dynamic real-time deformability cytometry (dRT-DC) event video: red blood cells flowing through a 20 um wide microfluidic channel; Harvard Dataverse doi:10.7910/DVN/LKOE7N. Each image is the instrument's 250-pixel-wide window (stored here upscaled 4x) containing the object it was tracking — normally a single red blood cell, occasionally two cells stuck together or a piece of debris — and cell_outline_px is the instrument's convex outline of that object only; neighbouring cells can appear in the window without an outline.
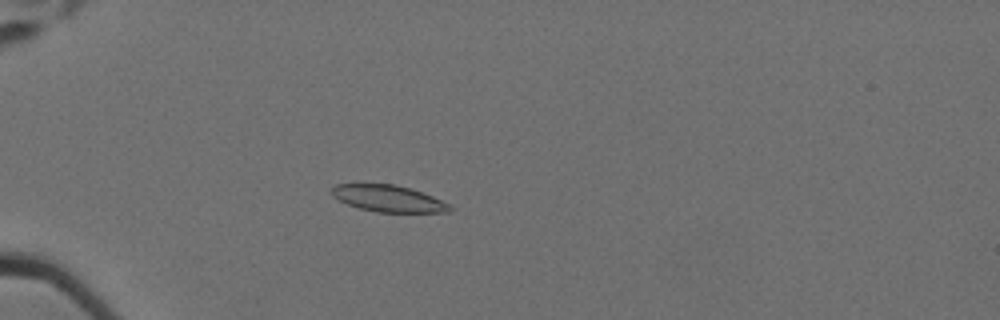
{"species": "Egyptian fruit bat (a non-hibernating species)", "species_latin": "Rousettus aegyptiacus", "temperature_condition": "cold", "stored_images_in_passage": 61, "camera_frame_rate_fps": 3000, "um_per_image_px": 0.085, "animal": {"sex": "female"}, "frame": {"image": 1, "passage_image": 20, "time_ms": 6.333, "image_size_px": [1000, 320], "cell_outline_px": [[452, 208], [448, 212], [376, 212], [360, 208], [348, 204], [332, 196], [328, 188], [336, 184], [396, 184], [432, 196], [452, 204]], "centroid_in_image_um": [32.99, 16.87], "position_along_channel_um": 52.0, "area_um2": 18.32}}
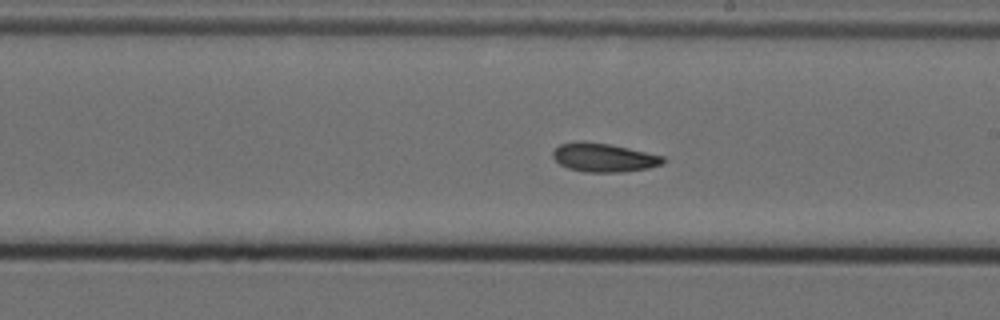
{"frame": {"image": 2, "passage_image": 38, "time_ms": 12.333, "image_size_px": [1000, 320], "cell_outline_px": [[664, 160], [660, 164], [648, 168], [624, 172], [584, 172], [568, 168], [560, 164], [552, 156], [552, 152], [560, 144], [580, 140], [584, 140], [608, 144], [628, 148], [664, 156]], "centroid_in_image_um": [51.28, 13.38], "position_along_channel_um": 237.7, "area_um2": 18.38}}
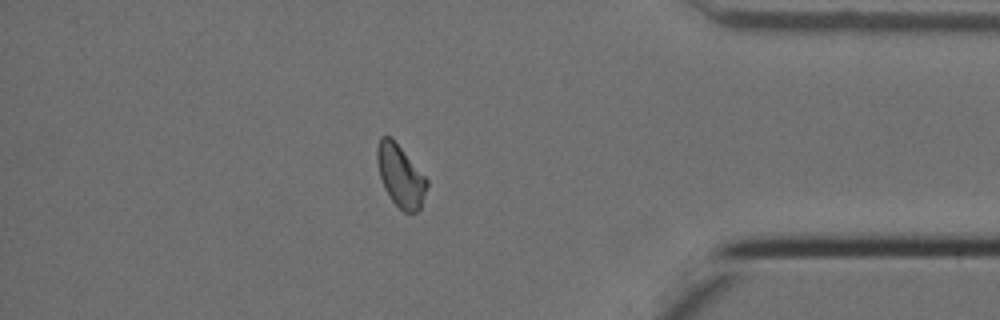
{"frame": {"image": 3, "passage_image": 54, "time_ms": 17.667, "image_size_px": [1000, 320], "cell_outline_px": [[428, 184], [420, 208], [416, 212], [404, 212], [392, 200], [384, 188], [380, 176], [376, 160], [376, 148], [380, 136], [388, 136], [400, 148], [428, 180]], "centroid_in_image_um": [34.02, 14.96], "position_along_channel_um": 401.2, "area_um2": 17.51}, "authors_computed_cell_mechanics": {"area_um2": 18.5538, "velocity_mm_per_s": 3.4894, "shape_relaxation_time_tau1_ms": null, "shape_relaxation_time_tau2_ms": 4.6423, "deformation_change_tau1": null, "deformation_change_tau2": 0.1069}}